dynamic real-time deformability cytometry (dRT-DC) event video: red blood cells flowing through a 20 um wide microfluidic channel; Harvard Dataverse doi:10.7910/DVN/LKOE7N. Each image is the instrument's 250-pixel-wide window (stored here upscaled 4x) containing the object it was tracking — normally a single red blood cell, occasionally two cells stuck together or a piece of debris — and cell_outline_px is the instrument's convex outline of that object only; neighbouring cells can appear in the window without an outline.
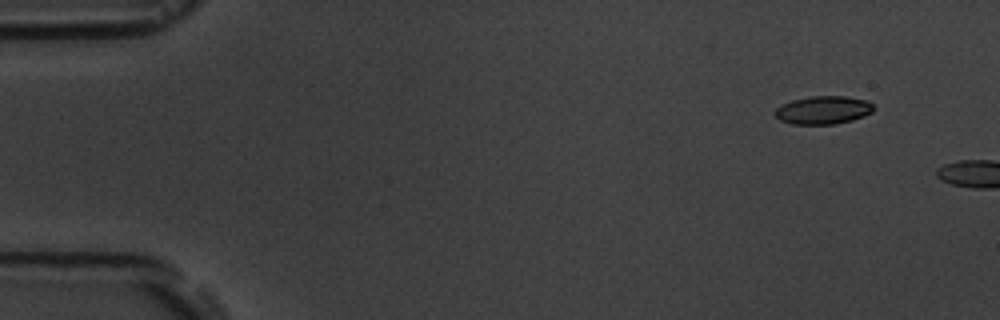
{"species": "common noctule bat (a hibernating species)", "species_latin": "Nyctalus noctula", "temperature_condition": "room temperature", "stored_images_in_passage": 3, "camera_frame_rate_fps": 3000, "um_per_image_px": 0.085, "animal": {"sex": "male", "body_mass_g": 19.5, "forearm_length_mm": 54.6}, "frame": {"image": 1, "passage_image": 2, "time_ms": 1.333, "image_size_px": [1000, 320], "cell_outline_px": [[872, 112], [864, 116], [852, 120], [836, 124], [792, 124], [780, 120], [776, 116], [776, 108], [792, 100], [812, 96], [844, 96], [868, 100], [872, 104]], "centroid_in_image_um": [69.99, 9.36], "position_along_channel_um": 15.0, "area_um2": 16.01}}